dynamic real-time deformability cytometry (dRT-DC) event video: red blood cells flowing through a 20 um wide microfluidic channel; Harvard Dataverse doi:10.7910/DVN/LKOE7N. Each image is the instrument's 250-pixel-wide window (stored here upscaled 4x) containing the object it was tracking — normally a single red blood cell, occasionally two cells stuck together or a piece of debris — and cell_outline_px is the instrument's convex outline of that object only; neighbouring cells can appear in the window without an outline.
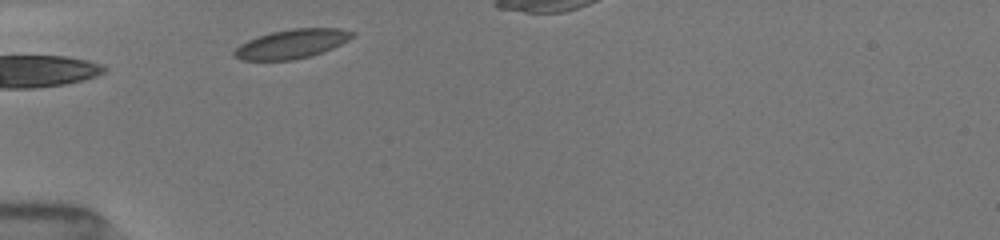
{"species": "common noctule bat (a hibernating species)", "species_latin": "Nyctalus noctula", "temperature_condition": "room temperature", "stored_images_in_passage": 3, "camera_frame_rate_fps": 3000, "um_per_image_px": 0.085, "animal": {"sex": "female", "body_mass_g": 19.5, "forearm_length_mm": 54.1}, "frame": {"image": 1, "passage_image": 1, "time_ms": 0.0, "image_size_px": [1000, 240], "cell_outline_px": [[352, 36], [320, 52], [308, 56], [288, 60], [248, 60], [236, 56], [236, 52], [244, 44], [260, 36], [276, 32], [300, 28], [328, 28], [352, 32]], "centroid_in_image_um": [24.8, 3.73], "position_along_channel_um": 60.2, "area_um2": 18.21}}